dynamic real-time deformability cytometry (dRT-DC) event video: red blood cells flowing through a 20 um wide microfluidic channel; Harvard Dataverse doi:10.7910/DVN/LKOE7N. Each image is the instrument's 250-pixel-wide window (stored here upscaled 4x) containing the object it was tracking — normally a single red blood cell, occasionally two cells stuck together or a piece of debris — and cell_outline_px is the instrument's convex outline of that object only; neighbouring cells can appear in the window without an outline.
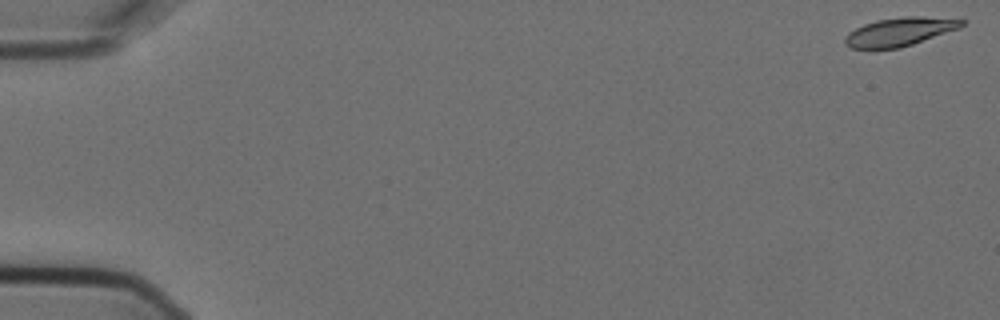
{"species": "Egyptian fruit bat (a non-hibernating species)", "species_latin": "Rousettus aegyptiacus", "temperature_condition": "cold", "stored_images_in_passage": 5, "camera_frame_rate_fps": 3000, "um_per_image_px": 0.085, "animal": {"sex": "female"}, "frame": {"image": 1, "passage_image": 1, "time_ms": 0.0, "image_size_px": [1000, 320], "cell_outline_px": [[964, 24], [960, 28], [900, 48], [848, 48], [844, 44], [844, 36], [848, 32], [864, 24], [876, 20], [904, 16], [920, 16], [964, 20]], "centroid_in_image_um": [76.42, 2.7], "position_along_channel_um": 8.6, "area_um2": 19.25}}
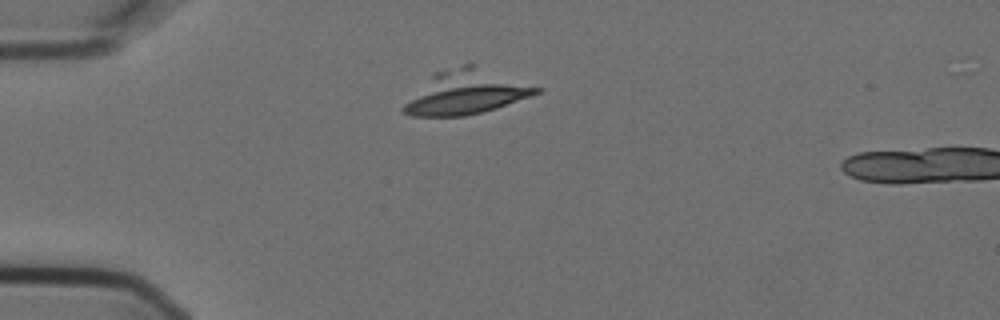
{"frame": {"image": 2, "passage_image": 4, "time_ms": 1.0, "image_size_px": [1000, 320], "cell_outline_px": [[544, 88], [540, 92], [532, 96], [496, 108], [464, 116], [412, 116], [404, 112], [400, 108], [436, 72], [464, 64], [472, 64]], "centroid_in_image_um": [39.68, 7.85], "position_along_channel_um": 45.3, "area_um2": 33.41}}